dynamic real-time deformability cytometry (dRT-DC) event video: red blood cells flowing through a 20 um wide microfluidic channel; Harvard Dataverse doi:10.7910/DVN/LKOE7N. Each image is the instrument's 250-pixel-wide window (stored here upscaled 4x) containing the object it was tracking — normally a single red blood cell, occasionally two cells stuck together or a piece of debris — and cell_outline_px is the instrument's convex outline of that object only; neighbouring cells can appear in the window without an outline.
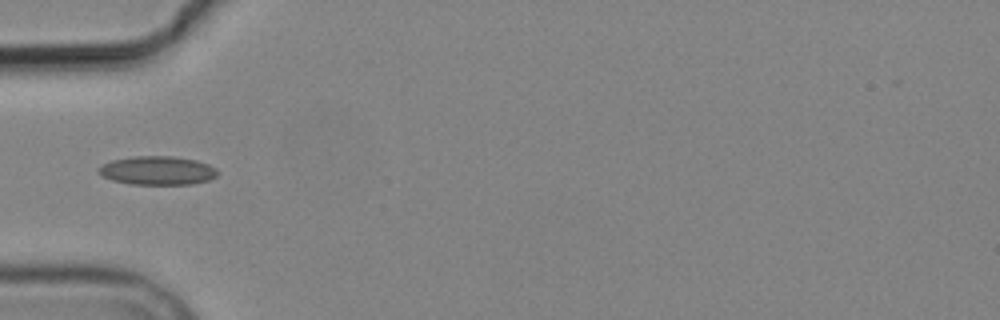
{"species": "common noctule bat (a hibernating species)", "species_latin": "Nyctalus noctula", "temperature_condition": "cold", "stored_images_in_passage": 1, "camera_frame_rate_fps": 3000, "um_per_image_px": 0.085, "animal": {"sex": "male", "body_mass_g": 19.2, "forearm_length_mm": 51.8}, "frame": {"image": 1, "passage_image": 1, "time_ms": 0.0, "image_size_px": [1000, 320], "cell_outline_px": [[216, 176], [208, 180], [192, 184], [132, 184], [112, 180], [104, 176], [96, 168], [112, 160], [132, 156], [172, 156], [196, 160], [208, 164], [216, 168]], "centroid_in_image_um": [13.38, 14.49], "position_along_channel_um": 71.6, "area_um2": 19.71}}